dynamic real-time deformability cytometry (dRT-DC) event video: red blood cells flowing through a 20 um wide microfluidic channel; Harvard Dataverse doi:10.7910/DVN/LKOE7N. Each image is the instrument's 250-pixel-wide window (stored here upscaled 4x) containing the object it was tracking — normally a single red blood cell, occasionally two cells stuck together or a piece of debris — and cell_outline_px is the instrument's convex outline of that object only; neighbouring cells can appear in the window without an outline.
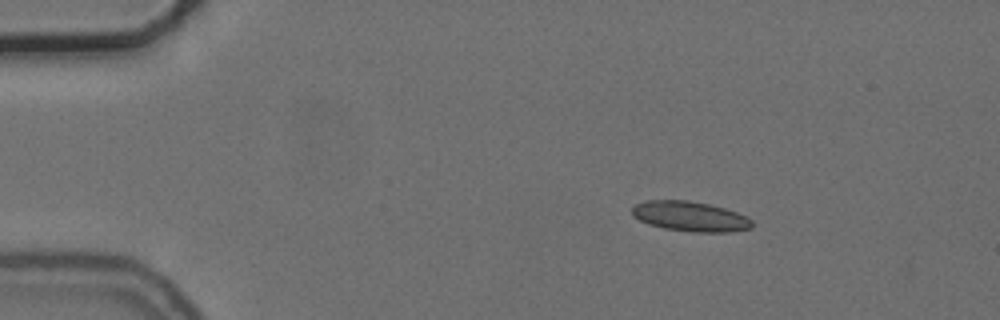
{"species": "common noctule bat (a hibernating species)", "species_latin": "Nyctalus noctula", "temperature_condition": "cold", "stored_images_in_passage": 13, "camera_frame_rate_fps": 3000, "um_per_image_px": 0.085, "animal": {"sex": "female", "body_mass_g": 24.6, "forearm_length_mm": 56.2}, "frame": {"image": 1, "passage_image": 1, "time_ms": 0.0, "image_size_px": [1000, 320], "cell_outline_px": [[752, 228], [732, 232], [692, 232], [664, 228], [648, 224], [632, 216], [632, 208], [636, 204], [648, 200], [688, 200], [708, 204], [724, 208], [748, 216], [752, 220]], "centroid_in_image_um": [58.68, 18.4], "position_along_channel_um": 26.3, "area_um2": 21.04}}
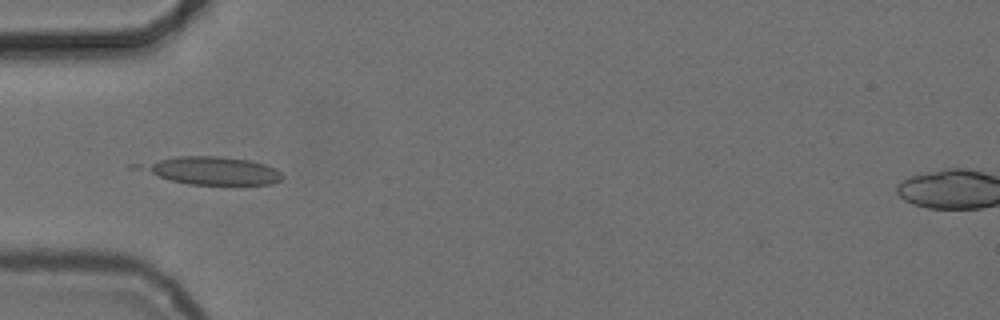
{"frame": {"image": 2, "passage_image": 10, "time_ms": 3.0, "image_size_px": [1000, 320], "cell_outline_px": [[284, 176], [280, 180], [272, 184], [188, 184], [172, 180], [128, 168], [128, 164], [176, 156], [216, 156], [252, 160], [276, 168]], "centroid_in_image_um": [17.85, 14.48], "position_along_channel_um": 67.2, "area_um2": 23.64}}
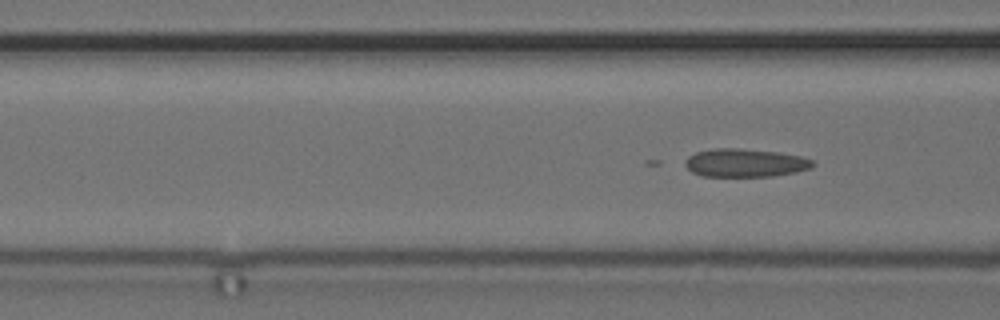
{"frame": {"image": 3, "passage_image": 13, "time_ms": 4.0, "image_size_px": [1000, 320], "cell_outline_px": [[816, 164], [812, 168], [796, 172], [772, 176], [700, 176], [692, 172], [684, 164], [684, 160], [688, 156], [696, 152], [716, 148], [740, 148], [780, 152], [800, 156], [812, 160]], "centroid_in_image_um": [63.34, 13.84], "position_along_channel_um": 103.3, "area_um2": 21.15}}